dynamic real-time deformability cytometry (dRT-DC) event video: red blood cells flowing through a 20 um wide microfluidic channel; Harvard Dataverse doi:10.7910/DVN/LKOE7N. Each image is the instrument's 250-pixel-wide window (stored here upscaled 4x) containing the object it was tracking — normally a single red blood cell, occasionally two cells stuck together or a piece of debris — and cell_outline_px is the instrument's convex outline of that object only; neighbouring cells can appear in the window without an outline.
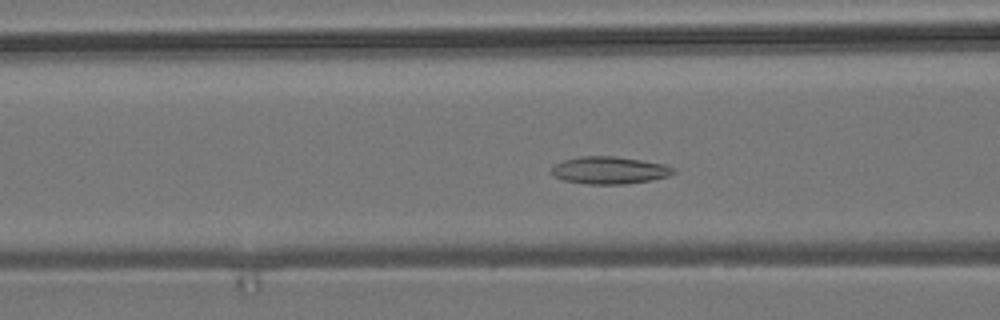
{"species": "common noctule bat (a hibernating species)", "species_latin": "Nyctalus noctula", "temperature_condition": "room temperature", "stored_images_in_passage": 54, "segment_of_instrument_passage": [1, 2], "camera_frame_rate_fps": 3000, "um_per_image_px": 0.085, "animal": {"sex": "male", "body_mass_g": 19.2, "forearm_length_mm": 51.8}, "frame": {"image": 1, "passage_image": 19, "time_ms": 6.0, "image_size_px": [1000, 320], "cell_outline_px": [[676, 172], [668, 176], [652, 180], [628, 184], [588, 184], [564, 180], [552, 176], [548, 172], [556, 164], [564, 160], [580, 156], [616, 156], [664, 164], [676, 168]], "centroid_in_image_um": [51.8, 14.48], "position_along_channel_um": 114.8, "area_um2": 19.59}}
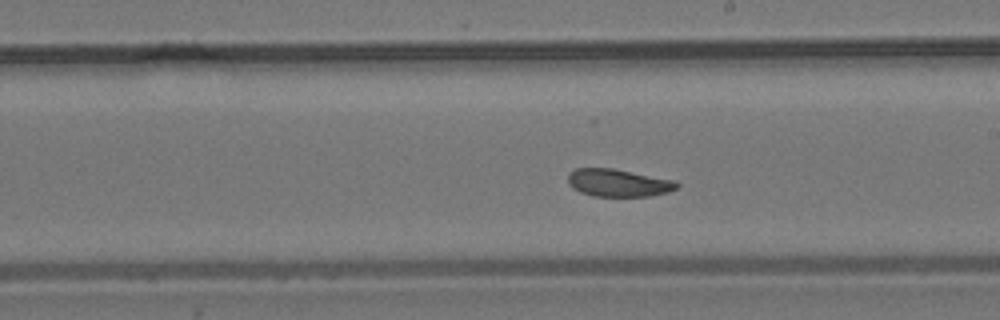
{"frame": {"image": 2, "passage_image": 29, "time_ms": 9.333, "image_size_px": [1000, 320], "cell_outline_px": [[680, 184], [676, 188], [668, 192], [648, 196], [592, 196], [580, 192], [572, 188], [568, 184], [568, 172], [576, 168], [612, 168], [676, 180]], "centroid_in_image_um": [52.54, 15.53], "position_along_channel_um": 236.5, "area_um2": 17.63}}
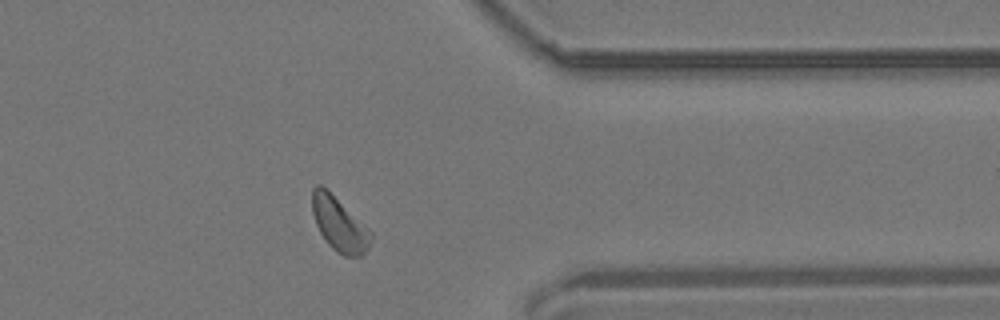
{"frame": {"image": 3, "passage_image": 42, "time_ms": 13.667, "image_size_px": [1000, 320], "cell_outline_px": [[372, 240], [368, 248], [360, 256], [344, 256], [336, 252], [328, 244], [320, 232], [316, 224], [312, 212], [312, 188], [316, 184], [320, 184], [368, 228], [372, 232]], "centroid_in_image_um": [28.82, 19.08], "position_along_channel_um": 382.6, "area_um2": 18.09}}